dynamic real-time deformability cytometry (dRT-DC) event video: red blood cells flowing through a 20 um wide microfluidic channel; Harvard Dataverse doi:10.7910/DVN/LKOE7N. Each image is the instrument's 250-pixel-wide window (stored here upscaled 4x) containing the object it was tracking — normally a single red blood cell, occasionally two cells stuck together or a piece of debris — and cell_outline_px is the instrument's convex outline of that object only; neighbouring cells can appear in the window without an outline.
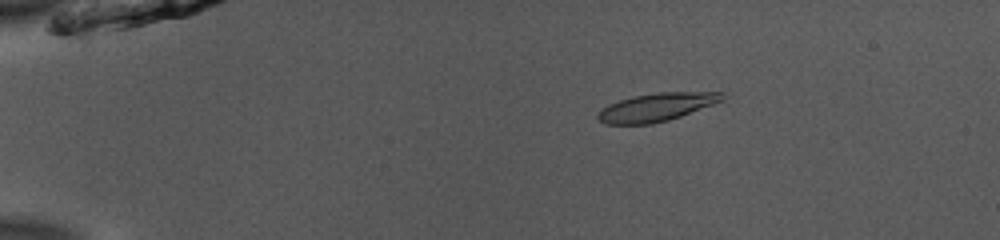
{"species": "common noctule bat (a hibernating species)", "species_latin": "Nyctalus noctula", "temperature_condition": "room temperature", "stored_images_in_passage": 53, "camera_frame_rate_fps": 3000, "um_per_image_px": 0.085, "animal": {"sex": "male", "body_mass_g": 13.0, "forearm_length_mm": 53.1}, "frame": {"image": 1, "passage_image": 11, "time_ms": 3.333, "image_size_px": [1000, 240], "cell_outline_px": [[724, 100], [680, 116], [668, 120], [652, 124], [604, 124], [596, 116], [596, 112], [600, 108], [608, 104], [632, 96], [660, 92], [724, 92]], "centroid_in_image_um": [55.76, 9.11], "position_along_channel_um": 29.2, "area_um2": 20.4}}
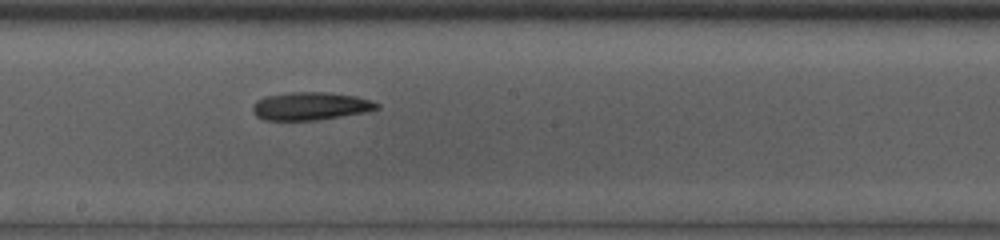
{"frame": {"image": 2, "passage_image": 31, "time_ms": 10.0, "image_size_px": [1000, 240], "cell_outline_px": [[380, 108], [364, 112], [316, 120], [264, 120], [256, 116], [252, 112], [252, 104], [256, 100], [264, 96], [292, 92], [328, 92], [356, 96], [380, 104]], "centroid_in_image_um": [26.34, 9.01], "position_along_channel_um": 221.9, "area_um2": 20.23}}
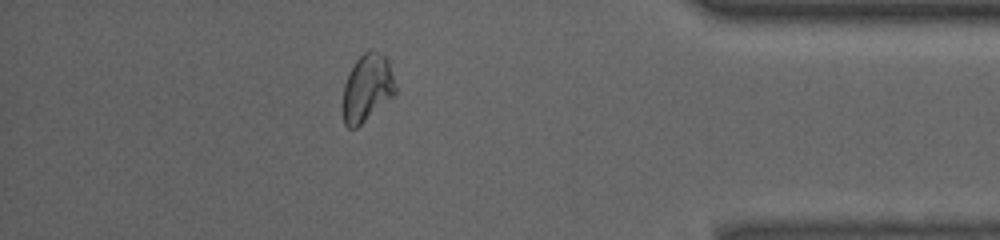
{"frame": {"image": 3, "passage_image": 47, "time_ms": 15.333, "image_size_px": [1000, 240], "cell_outline_px": [[396, 92], [392, 96], [356, 128], [348, 128], [344, 124], [344, 84], [348, 72], [356, 60], [368, 48], [372, 48], [384, 56], [388, 60], [396, 88]], "centroid_in_image_um": [31.2, 7.43], "position_along_channel_um": 404.0, "area_um2": 20.29}, "authors_computed_cell_mechanics": {"area_um2": 20.6924, "velocity_mm_per_s": 3.9348, "shape_relaxation_time_tau1_ms": 3.7693, "shape_relaxation_time_tau2_ms": null, "deformation_change_tau1": 0.1241, "deformation_change_tau2": null}}